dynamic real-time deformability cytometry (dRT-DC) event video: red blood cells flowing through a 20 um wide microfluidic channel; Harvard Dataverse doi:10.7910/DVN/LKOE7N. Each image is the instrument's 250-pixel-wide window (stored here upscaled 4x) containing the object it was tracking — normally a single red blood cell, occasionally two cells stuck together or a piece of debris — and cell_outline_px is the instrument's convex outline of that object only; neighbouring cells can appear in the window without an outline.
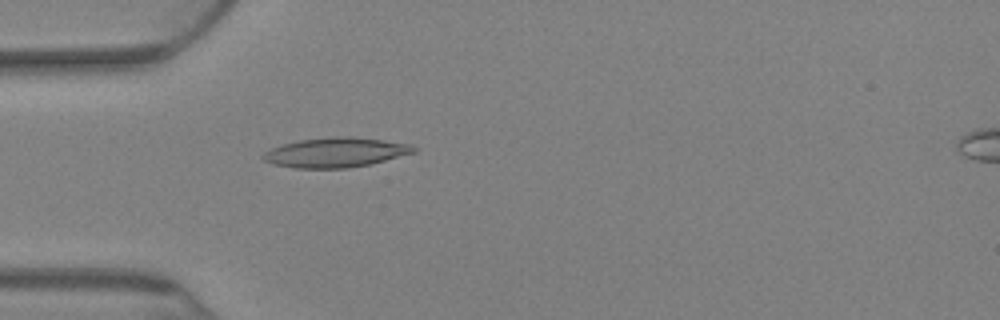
{"species": "Egyptian fruit bat (a non-hibernating species)", "species_latin": "Rousettus aegyptiacus", "temperature_condition": "warm", "stored_images_in_passage": 71, "camera_frame_rate_fps": 3000, "um_per_image_px": 0.085, "animal": {"sex": "female"}, "frame": {"image": 1, "passage_image": 17, "time_ms": 5.333, "image_size_px": [1000, 320], "cell_outline_px": [[416, 152], [368, 164], [344, 168], [296, 168], [272, 164], [264, 160], [260, 156], [264, 152], [272, 148], [284, 144], [300, 140], [336, 136], [348, 136], [384, 140], [412, 144], [416, 148]], "centroid_in_image_um": [28.52, 12.95], "position_along_channel_um": 56.5, "area_um2": 25.84}}
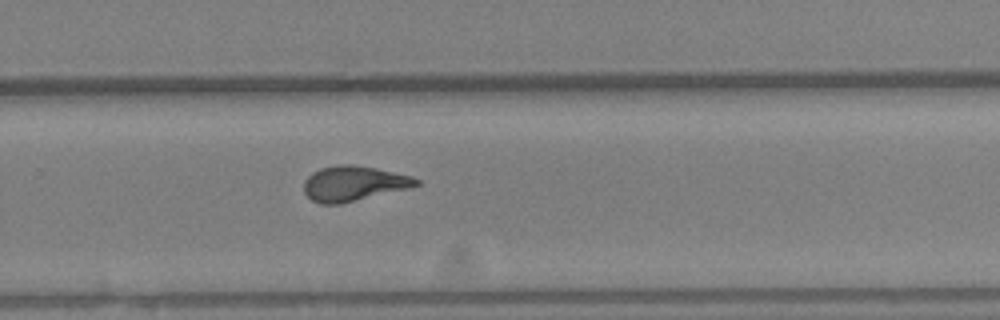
{"frame": {"image": 2, "passage_image": 45, "time_ms": 14.667, "image_size_px": [1000, 320], "cell_outline_px": [[420, 184], [340, 204], [320, 204], [312, 200], [304, 192], [304, 180], [312, 172], [320, 168], [336, 164], [352, 164], [376, 168], [412, 176], [420, 180]], "centroid_in_image_um": [29.99, 15.58], "position_along_channel_um": 299.8, "area_um2": 22.66}}
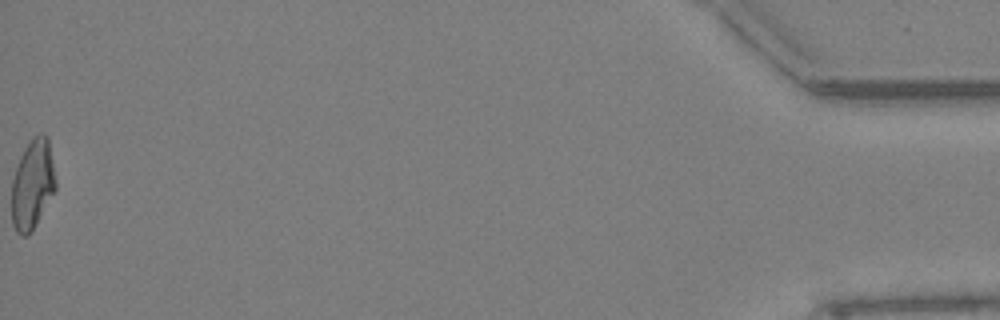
{"frame": {"image": 3, "passage_image": 71, "time_ms": 23.333, "image_size_px": [1000, 320], "cell_outline_px": [[56, 188], [32, 228], [24, 236], [20, 236], [16, 232], [12, 224], [12, 180], [20, 156], [24, 148], [40, 132], [44, 132], [48, 136], [56, 184]], "centroid_in_image_um": [2.75, 15.63], "position_along_channel_um": 432.5, "area_um2": 22.43}, "authors_computed_cell_mechanics": {"area_um2": 22.831, "velocity_mm_per_s": 2.6783, "shape_relaxation_time_tau1_ms": null, "shape_relaxation_time_tau2_ms": 2.3163, "deformation_change_tau1": null, "deformation_change_tau2": 0.0918}}